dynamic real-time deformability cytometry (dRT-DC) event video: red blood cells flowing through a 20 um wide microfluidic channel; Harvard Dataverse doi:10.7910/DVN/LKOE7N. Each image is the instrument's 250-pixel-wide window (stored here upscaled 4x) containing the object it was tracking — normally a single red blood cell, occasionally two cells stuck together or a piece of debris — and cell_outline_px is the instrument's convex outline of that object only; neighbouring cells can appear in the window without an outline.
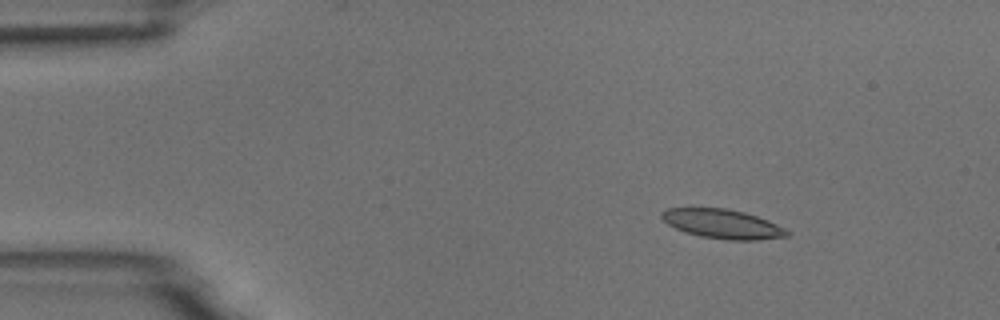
{"species": "common noctule bat (a hibernating species)", "species_latin": "Nyctalus noctula", "temperature_condition": "room temperature", "stored_images_in_passage": 4, "camera_frame_rate_fps": 3000, "um_per_image_px": 0.085, "animal": {"sex": "male", "body_mass_g": 18.8}, "frame": {"image": 1, "passage_image": 2, "time_ms": 2.0, "image_size_px": [1000, 320], "cell_outline_px": [[792, 232], [788, 236], [756, 240], [728, 240], [700, 236], [684, 232], [668, 224], [660, 216], [660, 212], [668, 208], [724, 208], [744, 212], [768, 220]], "centroid_in_image_um": [61.41, 19.03], "position_along_channel_um": 23.6, "area_um2": 21.33}}